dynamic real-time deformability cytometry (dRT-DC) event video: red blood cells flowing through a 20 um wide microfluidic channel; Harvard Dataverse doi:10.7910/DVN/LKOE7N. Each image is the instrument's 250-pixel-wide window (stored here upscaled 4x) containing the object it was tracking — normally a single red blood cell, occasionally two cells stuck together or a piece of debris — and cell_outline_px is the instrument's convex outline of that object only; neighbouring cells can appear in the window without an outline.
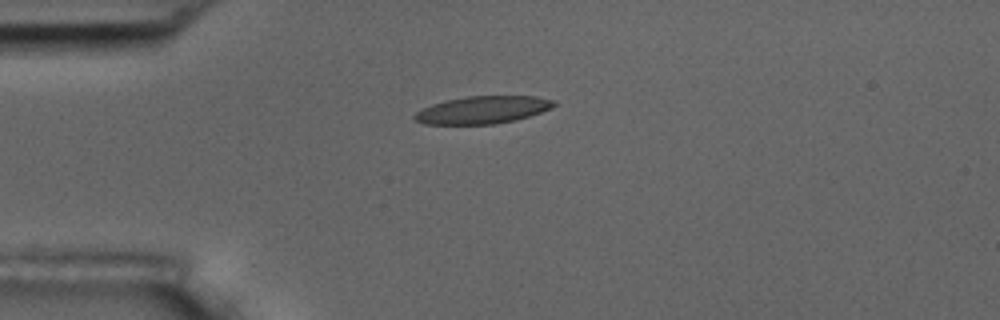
{"species": "common noctule bat (a hibernating species)", "species_latin": "Nyctalus noctula", "temperature_condition": "room temperature", "stored_images_in_passage": 43, "camera_frame_rate_fps": 3000, "um_per_image_px": 0.085, "animal": {"sex": "male", "body_mass_g": 17.5, "forearm_length_mm": 52.3}, "frame": {"image": 1, "passage_image": 1, "time_ms": 0.0, "image_size_px": [1000, 320], "cell_outline_px": [[556, 104], [552, 108], [516, 120], [492, 124], [424, 124], [416, 120], [412, 116], [416, 112], [432, 104], [444, 100], [468, 96], [536, 96], [556, 100]], "centroid_in_image_um": [41.04, 9.33], "position_along_channel_um": 44.0, "area_um2": 22.31}}
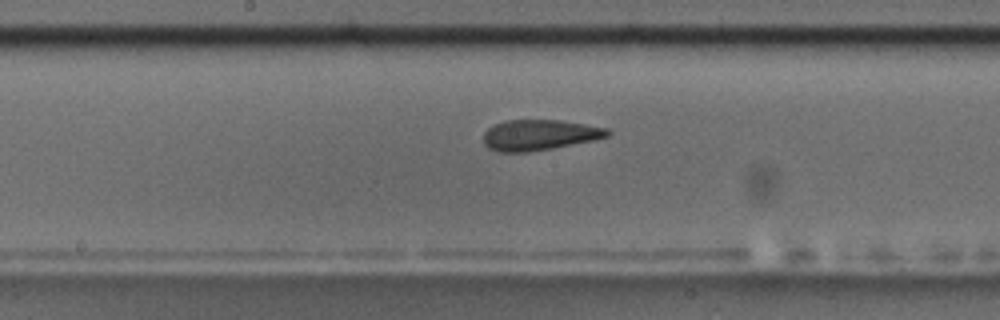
{"frame": {"image": 2, "passage_image": 16, "time_ms": 5.0, "image_size_px": [1000, 320], "cell_outline_px": [[612, 132], [608, 136], [596, 140], [552, 148], [528, 152], [500, 152], [488, 148], [484, 144], [484, 132], [488, 128], [496, 124], [508, 120], [560, 120], [608, 128]], "centroid_in_image_um": [45.87, 11.47], "position_along_channel_um": 202.3, "area_um2": 22.14}}
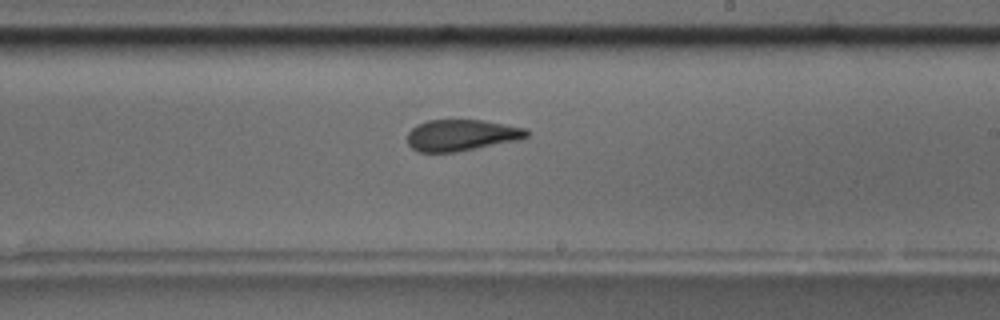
{"frame": {"image": 3, "passage_image": 20, "time_ms": 6.333, "image_size_px": [1000, 320], "cell_outline_px": [[528, 136], [516, 140], [456, 152], [416, 152], [408, 144], [408, 132], [416, 124], [428, 120], [480, 120], [504, 124], [524, 128], [528, 132]], "centroid_in_image_um": [39.16, 11.49], "position_along_channel_um": 249.8, "area_um2": 21.56}, "authors_computed_cell_mechanics": {"area_um2": 22.7732, "velocity_mm_per_s": 3.5752, "shape_relaxation_time_tau1_ms": 10.3351, "shape_relaxation_time_tau2_ms": 1.9469, "deformation_change_tau1": 0.2243, "deformation_change_tau2": 0.0885}}